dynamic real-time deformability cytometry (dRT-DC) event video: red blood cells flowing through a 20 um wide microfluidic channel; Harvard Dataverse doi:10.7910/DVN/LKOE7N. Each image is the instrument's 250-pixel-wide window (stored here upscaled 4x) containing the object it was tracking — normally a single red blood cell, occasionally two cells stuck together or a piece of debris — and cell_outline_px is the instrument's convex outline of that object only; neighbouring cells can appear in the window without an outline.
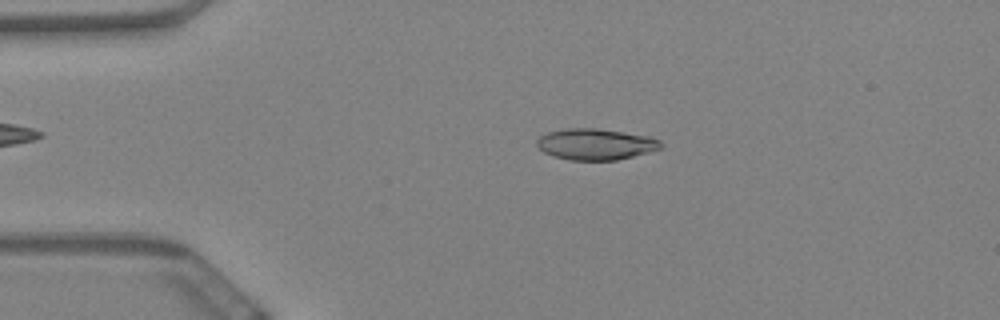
{"species": "Egyptian fruit bat (a non-hibernating species)", "species_latin": "Rousettus aegyptiacus", "temperature_condition": "warm", "stored_images_in_passage": 59, "camera_frame_rate_fps": 3000, "um_per_image_px": 0.085, "animal": {"sex": "female"}, "frame": {"image": 1, "passage_image": 12, "time_ms": 3.667, "image_size_px": [1000, 320], "cell_outline_px": [[664, 144], [660, 148], [648, 152], [616, 160], [568, 160], [552, 156], [544, 152], [536, 144], [536, 140], [540, 136], [548, 132], [564, 128], [596, 128], [652, 136], [660, 140]], "centroid_in_image_um": [50.62, 12.25], "position_along_channel_um": 34.4, "area_um2": 22.66}}
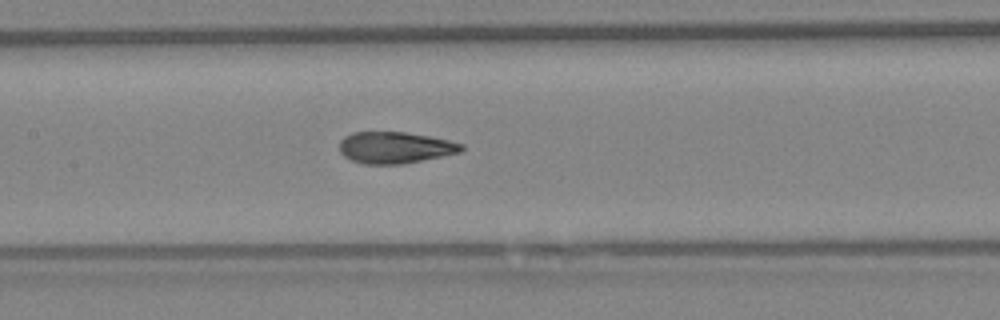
{"frame": {"image": 2, "passage_image": 28, "time_ms": 9.0, "image_size_px": [1000, 320], "cell_outline_px": [[464, 148], [460, 152], [404, 164], [364, 164], [352, 160], [344, 156], [340, 152], [340, 140], [344, 136], [352, 132], [404, 132], [428, 136], [448, 140], [464, 144]], "centroid_in_image_um": [33.56, 12.54], "position_along_channel_um": 173.8, "area_um2": 22.37}}
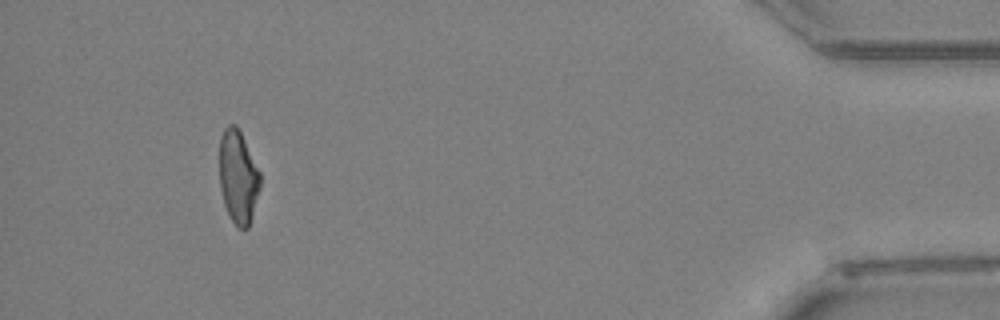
{"frame": {"image": 3, "passage_image": 55, "time_ms": 18.0, "image_size_px": [1000, 320], "cell_outline_px": [[260, 188], [252, 216], [248, 228], [240, 228], [232, 220], [224, 204], [220, 188], [220, 136], [224, 128], [228, 124], [236, 124], [260, 172]], "centroid_in_image_um": [20.24, 15.02], "position_along_channel_um": 415.0, "area_um2": 21.85}, "authors_computed_cell_mechanics": {"area_um2": 22.7154, "velocity_mm_per_s": 3.4176, "shape_relaxation_time_tau1_ms": 5.8712, "shape_relaxation_time_tau2_ms": 1.4631, "deformation_change_tau1": 0.1912, "deformation_change_tau2": 0.0886}}